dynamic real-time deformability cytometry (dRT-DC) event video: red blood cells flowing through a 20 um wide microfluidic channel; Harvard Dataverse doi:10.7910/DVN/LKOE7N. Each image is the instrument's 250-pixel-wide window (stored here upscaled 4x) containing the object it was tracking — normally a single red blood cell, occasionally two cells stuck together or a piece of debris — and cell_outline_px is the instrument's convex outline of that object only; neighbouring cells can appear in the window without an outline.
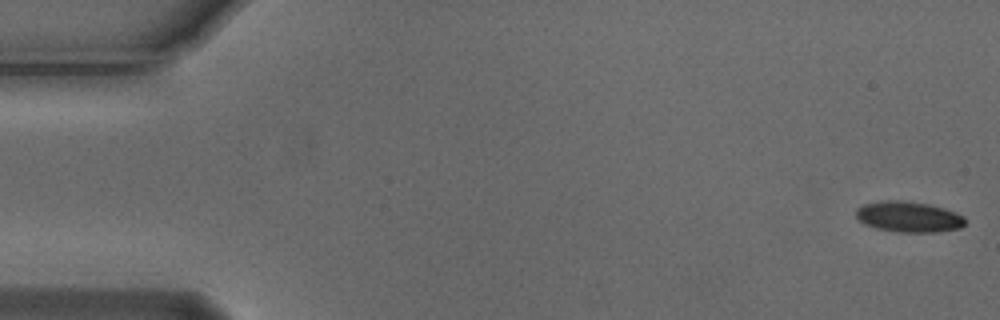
{"species": "Egyptian fruit bat (a non-hibernating species)", "species_latin": "Rousettus aegyptiacus", "temperature_condition": "cold", "stored_images_in_passage": 55, "camera_frame_rate_fps": 3000, "um_per_image_px": 0.085, "animal": {"sex": "male"}, "frame": {"image": 1, "passage_image": 1, "time_ms": 0.0, "image_size_px": [1000, 320], "cell_outline_px": [[964, 224], [960, 228], [936, 232], [896, 232], [876, 228], [864, 224], [856, 216], [856, 208], [864, 204], [884, 200], [900, 200], [928, 204], [944, 208], [956, 212], [964, 216]], "centroid_in_image_um": [77.23, 18.43], "position_along_channel_um": 7.8, "area_um2": 19.54}}
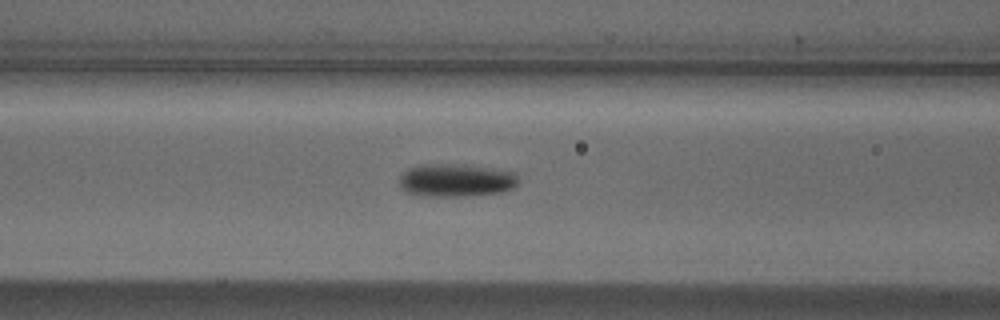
{"frame": {"image": 2, "passage_image": 22, "time_ms": 7.0, "image_size_px": [1000, 320], "cell_outline_px": [[516, 184], [512, 188], [504, 192], [468, 196], [420, 196], [404, 192], [400, 188], [400, 176], [408, 168], [420, 164], [444, 164], [488, 168], [516, 172]], "centroid_in_image_um": [38.7, 15.34], "position_along_channel_um": 127.9, "area_um2": 22.77}}
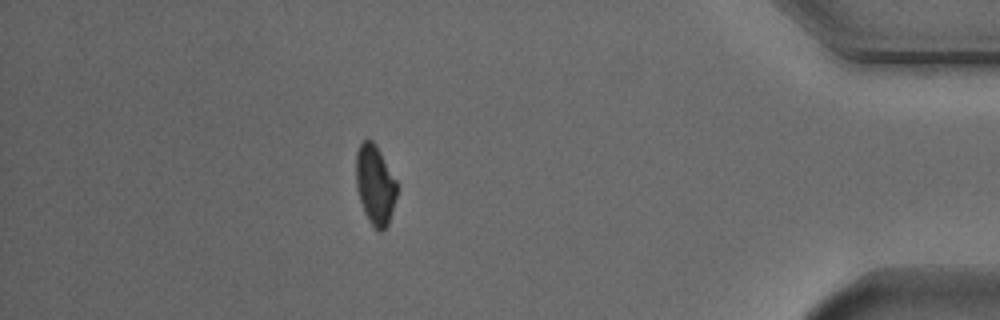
{"frame": {"image": 3, "passage_image": 48, "time_ms": 15.667, "image_size_px": [1000, 320], "cell_outline_px": [[396, 196], [392, 212], [388, 224], [380, 232], [368, 220], [364, 212], [356, 188], [356, 152], [360, 144], [364, 140], [372, 140], [380, 152], [396, 180]], "centroid_in_image_um": [31.86, 15.71], "position_along_channel_um": 403.3, "area_um2": 18.67}, "authors_computed_cell_mechanics": {"area_um2": 20.1722, "velocity_mm_per_s": 3.7269, "shape_relaxation_time_tau1_ms": 3.4183, "shape_relaxation_time_tau2_ms": null, "deformation_change_tau1": 0.1005, "deformation_change_tau2": null}}